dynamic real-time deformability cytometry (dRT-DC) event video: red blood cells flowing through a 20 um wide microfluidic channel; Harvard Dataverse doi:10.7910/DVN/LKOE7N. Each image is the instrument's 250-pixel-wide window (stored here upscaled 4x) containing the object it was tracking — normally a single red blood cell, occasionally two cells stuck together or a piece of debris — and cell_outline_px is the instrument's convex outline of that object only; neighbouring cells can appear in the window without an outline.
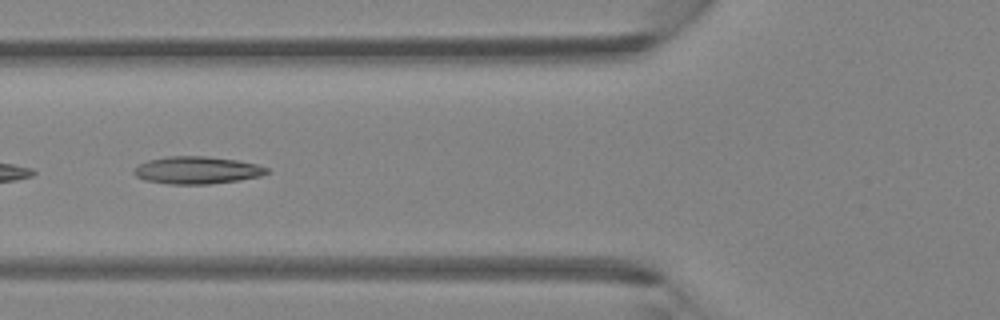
{"species": "Egyptian fruit bat (a non-hibernating species)", "species_latin": "Rousettus aegyptiacus", "temperature_condition": "room temperature", "stored_images_in_passage": 4, "camera_frame_rate_fps": 3000, "um_per_image_px": 0.085, "animal": {"sex": "female"}, "frame": {"image": 1, "passage_image": 4, "time_ms": 1.0, "image_size_px": [1000, 320], "cell_outline_px": [[272, 172], [260, 176], [240, 180], [208, 184], [168, 184], [144, 180], [136, 176], [132, 172], [140, 164], [148, 160], [168, 156], [204, 156], [236, 160], [256, 164], [268, 168]], "centroid_in_image_um": [16.76, 14.47], "position_along_channel_um": 109.0, "area_um2": 21.21}}